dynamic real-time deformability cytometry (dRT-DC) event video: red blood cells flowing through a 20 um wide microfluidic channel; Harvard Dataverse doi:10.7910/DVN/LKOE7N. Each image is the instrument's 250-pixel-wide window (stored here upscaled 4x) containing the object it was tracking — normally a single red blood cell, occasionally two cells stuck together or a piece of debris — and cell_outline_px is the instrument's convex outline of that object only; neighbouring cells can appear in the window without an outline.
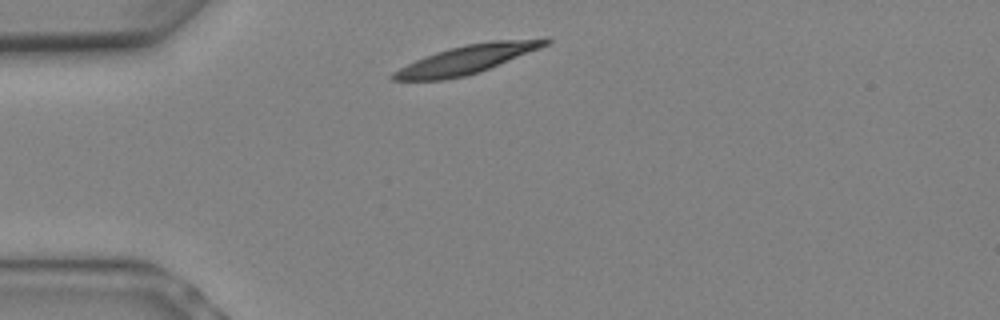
{"species": "Egyptian fruit bat (a non-hibernating species)", "species_latin": "Rousettus aegyptiacus", "temperature_condition": "warm", "stored_images_in_passage": 2, "camera_frame_rate_fps": 3000, "um_per_image_px": 0.085, "animal": {"sex": "female"}, "frame": {"image": 1, "passage_image": 1, "time_ms": 0.0, "image_size_px": [1000, 320], "cell_outline_px": [[552, 40], [548, 44], [540, 48], [480, 72], [464, 76], [444, 80], [388, 80], [388, 76], [392, 72], [424, 56], [448, 48], [464, 44], [492, 40], [548, 36]], "centroid_in_image_um": [39.74, 5.01], "position_along_channel_um": 45.3, "area_um2": 25.84}}